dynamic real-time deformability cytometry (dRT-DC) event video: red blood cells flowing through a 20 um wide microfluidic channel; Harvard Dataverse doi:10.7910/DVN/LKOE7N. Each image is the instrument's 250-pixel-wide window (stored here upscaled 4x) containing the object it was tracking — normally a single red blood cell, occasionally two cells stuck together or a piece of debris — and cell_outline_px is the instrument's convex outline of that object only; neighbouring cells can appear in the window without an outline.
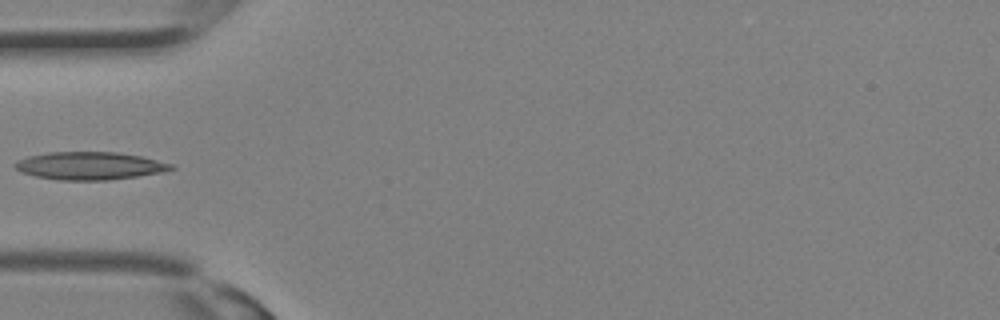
{"species": "Egyptian fruit bat (a non-hibernating species)", "species_latin": "Rousettus aegyptiacus", "temperature_condition": "room temperature", "stored_images_in_passage": 9, "camera_frame_rate_fps": 3000, "um_per_image_px": 0.085, "animal": {"sex": "female"}, "frame": {"image": 1, "passage_image": 8, "time_ms": 2.333, "image_size_px": [1000, 320], "cell_outline_px": [[176, 168], [160, 172], [136, 176], [108, 180], [60, 180], [36, 176], [20, 172], [12, 164], [16, 160], [28, 156], [48, 152], [116, 152], [140, 156], [172, 164]], "centroid_in_image_um": [7.56, 14.09], "position_along_channel_um": 77.4, "area_um2": 25.14}}